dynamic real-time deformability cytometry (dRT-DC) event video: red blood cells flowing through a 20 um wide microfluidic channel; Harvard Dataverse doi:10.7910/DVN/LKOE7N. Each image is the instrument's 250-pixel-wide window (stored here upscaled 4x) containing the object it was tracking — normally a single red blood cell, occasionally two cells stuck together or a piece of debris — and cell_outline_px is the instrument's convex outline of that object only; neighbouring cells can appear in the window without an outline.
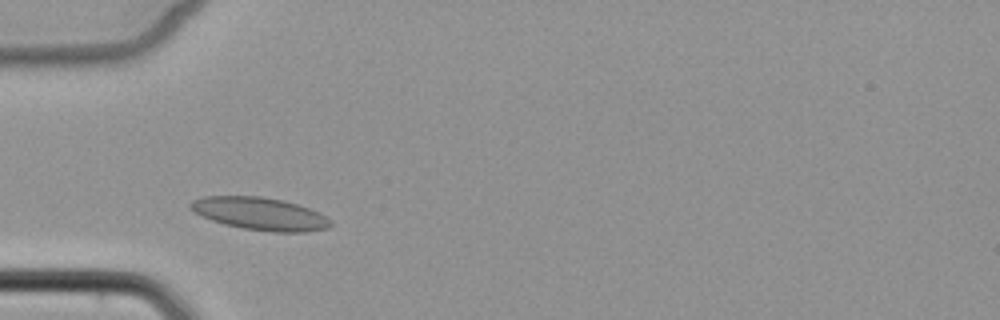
{"species": "common noctule bat (a hibernating species)", "species_latin": "Nyctalus noctula", "temperature_condition": "cold", "stored_images_in_passage": 4, "camera_frame_rate_fps": 3000, "um_per_image_px": 0.085, "animal": {"sex": "female", "body_mass_g": 22.7, "forearm_length_mm": 54.2}, "frame": {"image": 1, "passage_image": 1, "time_ms": 0.0, "image_size_px": [1000, 320], "cell_outline_px": [[332, 224], [328, 228], [304, 232], [272, 232], [240, 228], [224, 224], [212, 220], [188, 208], [188, 204], [192, 200], [204, 196], [260, 196], [284, 200], [308, 208], [332, 220]], "centroid_in_image_um": [22.08, 18.17], "position_along_channel_um": 62.9, "area_um2": 26.59}}
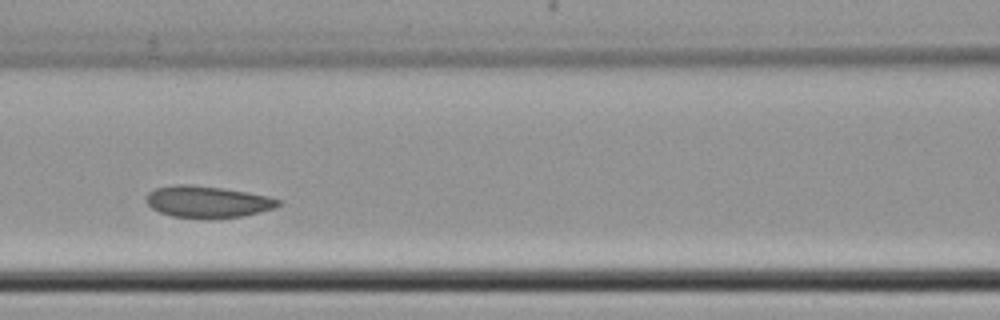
{"frame": {"image": 2, "passage_image": 3, "time_ms": 2.333, "image_size_px": [1000, 320], "cell_outline_px": [[280, 204], [272, 208], [260, 212], [244, 216], [172, 216], [160, 212], [152, 208], [144, 200], [148, 192], [156, 188], [176, 184], [188, 184], [224, 188], [268, 196], [280, 200]], "centroid_in_image_um": [17.6, 17.11], "position_along_channel_um": 149.0, "area_um2": 23.64}}
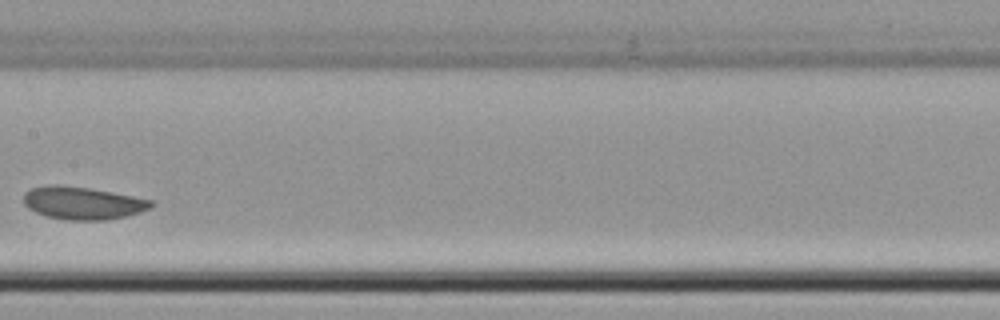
{"frame": {"image": 3, "passage_image": 4, "time_ms": 3.667, "image_size_px": [1000, 320], "cell_outline_px": [[156, 204], [152, 208], [128, 216], [104, 220], [68, 220], [48, 216], [36, 212], [28, 208], [24, 204], [24, 192], [32, 188], [48, 184], [60, 184], [88, 188], [112, 192], [152, 200]], "centroid_in_image_um": [7.05, 17.25], "position_along_channel_um": 200.4, "area_um2": 24.39}}